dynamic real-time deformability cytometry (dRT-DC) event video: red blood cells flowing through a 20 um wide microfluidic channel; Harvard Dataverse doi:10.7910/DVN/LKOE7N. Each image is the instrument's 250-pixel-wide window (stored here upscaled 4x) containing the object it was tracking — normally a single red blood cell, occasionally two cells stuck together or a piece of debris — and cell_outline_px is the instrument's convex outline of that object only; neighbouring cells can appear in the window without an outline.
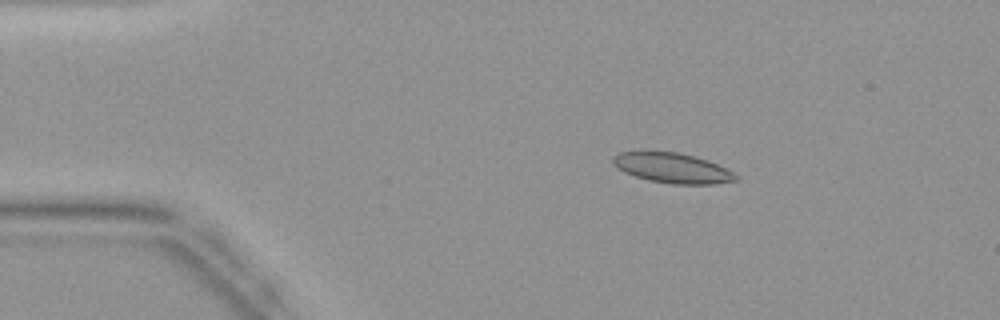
{"species": "common noctule bat (a hibernating species)", "species_latin": "Nyctalus noctula", "temperature_condition": "warm", "stored_images_in_passage": 44, "camera_frame_rate_fps": 3000, "um_per_image_px": 0.085, "animal": {"sex": "female", "body_mass_g": 19.9}, "frame": {"image": 1, "passage_image": 8, "time_ms": 2.333, "image_size_px": [1000, 320], "cell_outline_px": [[740, 180], [712, 184], [672, 184], [648, 180], [624, 172], [616, 168], [612, 164], [612, 156], [620, 152], [640, 148], [648, 148], [676, 152], [696, 156], [708, 160], [740, 176]], "centroid_in_image_um": [57.06, 14.23], "position_along_channel_um": 27.9, "area_um2": 22.43}}
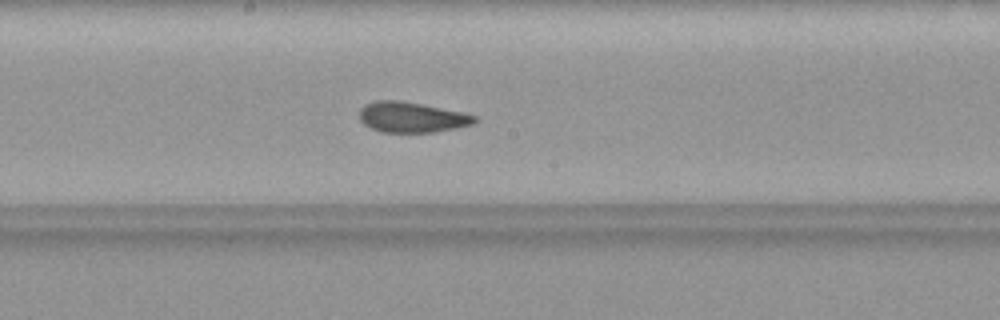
{"frame": {"image": 2, "passage_image": 24, "time_ms": 7.667, "image_size_px": [1000, 320], "cell_outline_px": [[476, 120], [472, 124], [456, 128], [436, 132], [380, 132], [364, 124], [360, 120], [360, 108], [364, 104], [376, 100], [400, 100], [464, 112], [476, 116]], "centroid_in_image_um": [34.98, 9.96], "position_along_channel_um": 213.2, "area_um2": 20.46}}
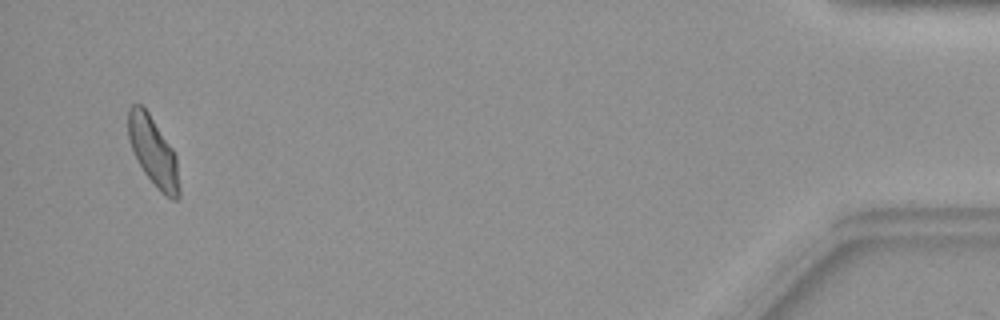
{"frame": {"image": 3, "passage_image": 43, "time_ms": 14.0, "image_size_px": [1000, 320], "cell_outline_px": [[180, 196], [176, 200], [172, 200], [164, 196], [156, 188], [144, 172], [132, 152], [128, 136], [128, 108], [132, 104], [140, 104], [148, 112], [172, 148], [176, 156], [180, 188]], "centroid_in_image_um": [13.03, 12.93], "position_along_channel_um": 422.2, "area_um2": 20.63}}